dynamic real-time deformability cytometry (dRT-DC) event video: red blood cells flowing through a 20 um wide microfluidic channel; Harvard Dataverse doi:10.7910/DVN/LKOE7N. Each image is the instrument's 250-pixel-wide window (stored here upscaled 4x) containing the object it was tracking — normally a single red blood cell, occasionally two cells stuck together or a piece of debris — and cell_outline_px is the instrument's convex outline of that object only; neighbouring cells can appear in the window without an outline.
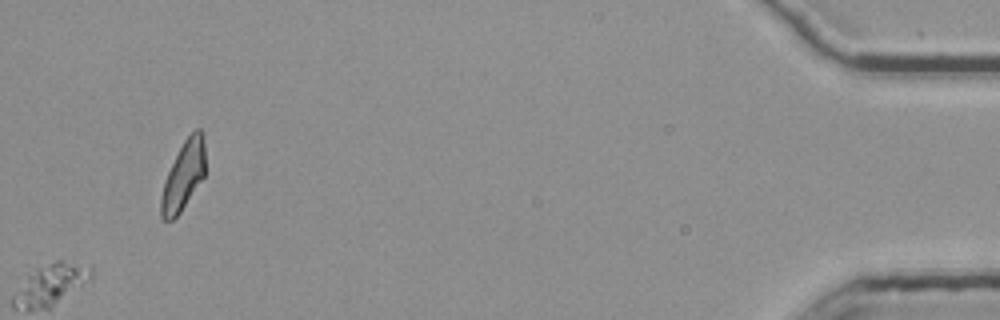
{"species": "common noctule bat (a hibernating species)", "species_latin": "Nyctalus noctula", "temperature_condition": "room temperature", "stored_images_in_passage": 49, "camera_frame_rate_fps": 3000, "um_per_image_px": 0.085, "animal": {"sex": "female", "body_mass_g": 25.1}, "frame": {"image": 1, "passage_image": 49, "time_ms": 16.0, "image_size_px": [1000, 320], "cell_outline_px": [[204, 176], [180, 212], [172, 220], [164, 220], [160, 216], [160, 196], [164, 180], [184, 140], [196, 128], [200, 128], [204, 132]], "centroid_in_image_um": [15.58, 14.93], "position_along_channel_um": 419.6, "area_um2": 17.51}}